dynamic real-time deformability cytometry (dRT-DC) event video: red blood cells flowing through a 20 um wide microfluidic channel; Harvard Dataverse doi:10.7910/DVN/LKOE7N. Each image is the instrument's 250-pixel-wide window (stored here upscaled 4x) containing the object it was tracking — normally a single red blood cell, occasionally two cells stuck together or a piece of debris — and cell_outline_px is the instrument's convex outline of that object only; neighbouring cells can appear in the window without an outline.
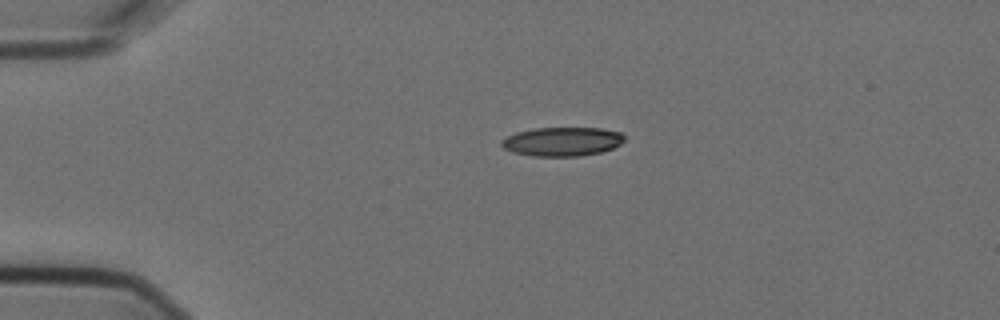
{"species": "Egyptian fruit bat (a non-hibernating species)", "species_latin": "Rousettus aegyptiacus", "temperature_condition": "cold", "stored_images_in_passage": 2, "camera_frame_rate_fps": 3000, "um_per_image_px": 0.085, "animal": {"sex": "female"}, "frame": {"image": 1, "passage_image": 1, "time_ms": 0.0, "image_size_px": [1000, 320], "cell_outline_px": [[624, 140], [620, 144], [612, 148], [600, 152], [580, 156], [532, 156], [512, 152], [504, 148], [500, 144], [500, 140], [516, 132], [536, 128], [600, 128], [620, 132], [624, 136]], "centroid_in_image_um": [47.76, 12.03], "position_along_channel_um": 37.2, "area_um2": 20.69}}